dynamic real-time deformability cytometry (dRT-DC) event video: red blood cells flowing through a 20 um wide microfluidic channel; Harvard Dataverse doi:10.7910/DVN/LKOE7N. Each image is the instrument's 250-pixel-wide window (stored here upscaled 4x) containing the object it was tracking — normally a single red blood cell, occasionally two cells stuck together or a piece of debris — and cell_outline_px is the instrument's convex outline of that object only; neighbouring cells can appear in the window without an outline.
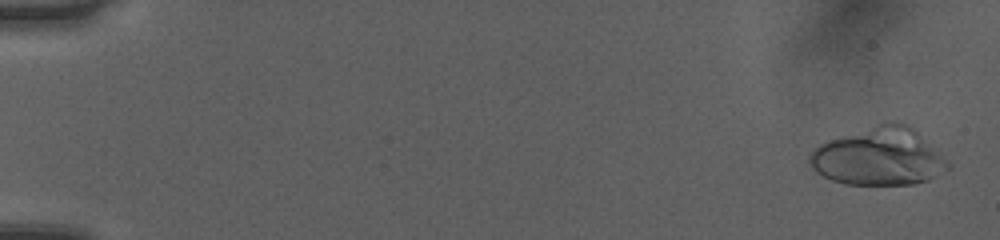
{"species": "human", "species_latin": "Homo sapiens", "temperature_condition": "room temperature", "stored_images_in_passage": 51, "camera_frame_rate_fps": 3000, "um_per_image_px": 0.085, "donor": {"sex": "female"}, "frame": {"image": 1, "passage_image": 2, "time_ms": 0.333, "image_size_px": [1000, 240], "cell_outline_px": [[952, 164], [948, 168], [928, 180], [912, 184], [844, 184], [832, 180], [816, 172], [812, 168], [808, 160], [808, 156], [820, 144], [828, 140], [884, 124], [904, 124], [916, 132]], "centroid_in_image_um": [74.68, 13.37], "position_along_channel_um": 10.3, "area_um2": 45.03}}
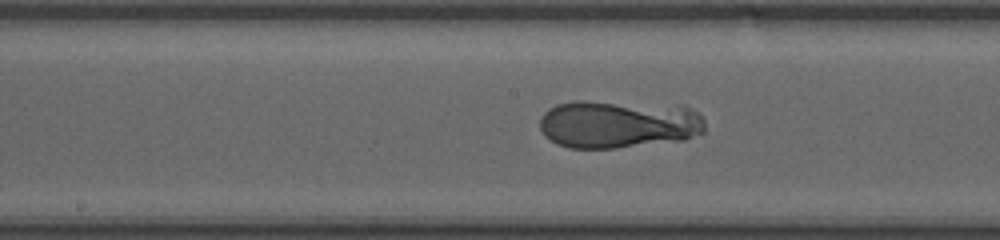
{"frame": {"image": 2, "passage_image": 28, "time_ms": 9.0, "image_size_px": [1000, 240], "cell_outline_px": [[704, 132], [684, 140], [616, 148], [568, 148], [556, 144], [544, 136], [540, 128], [540, 120], [544, 112], [548, 108], [556, 104], [576, 100], [580, 100], [684, 104], [692, 108], [704, 120]], "centroid_in_image_um": [52.58, 10.52], "position_along_channel_um": 195.6, "area_um2": 47.4}}
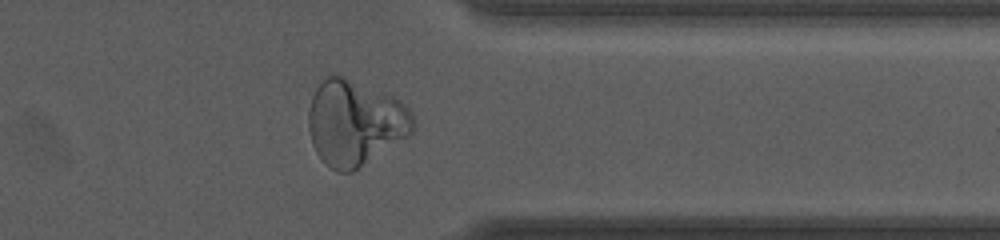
{"frame": {"image": 3, "passage_image": 42, "time_ms": 13.667, "image_size_px": [1000, 240], "cell_outline_px": [[416, 124], [412, 132], [408, 136], [352, 172], [336, 172], [316, 152], [312, 144], [308, 128], [308, 112], [312, 96], [316, 88], [328, 76], [344, 76], [384, 92], [392, 96], [404, 104], [412, 112]], "centroid_in_image_um": [30.18, 10.43], "position_along_channel_um": 381.2, "area_um2": 51.79}}